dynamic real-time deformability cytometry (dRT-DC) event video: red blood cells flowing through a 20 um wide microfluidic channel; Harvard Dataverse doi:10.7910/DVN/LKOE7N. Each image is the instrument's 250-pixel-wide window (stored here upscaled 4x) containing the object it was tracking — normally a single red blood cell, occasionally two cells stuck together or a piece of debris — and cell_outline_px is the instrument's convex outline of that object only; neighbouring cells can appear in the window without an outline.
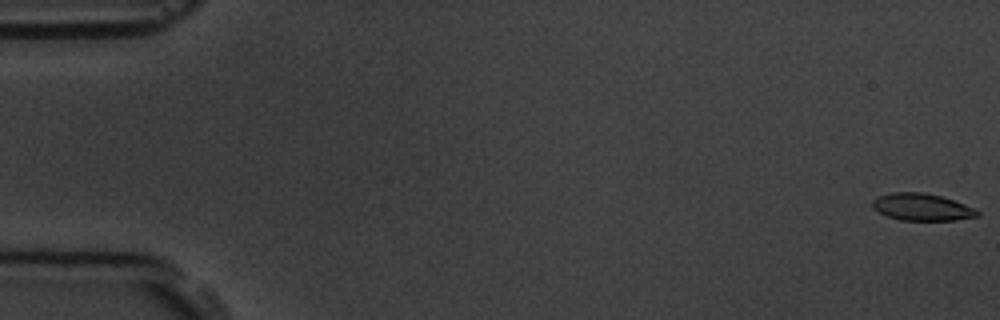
{"species": "common noctule bat (a hibernating species)", "species_latin": "Nyctalus noctula", "temperature_condition": "room temperature", "stored_images_in_passage": 5, "camera_frame_rate_fps": 3000, "um_per_image_px": 0.085, "animal": {"sex": "male", "body_mass_g": 19.5, "forearm_length_mm": 54.6}, "frame": {"image": 1, "passage_image": 1, "time_ms": 0.0, "image_size_px": [1000, 320], "cell_outline_px": [[980, 216], [956, 220], [900, 220], [888, 216], [872, 208], [872, 200], [876, 196], [892, 192], [920, 192], [940, 196], [976, 208], [980, 212]], "centroid_in_image_um": [78.36, 17.6], "position_along_channel_um": 6.6, "area_um2": 16.59}}
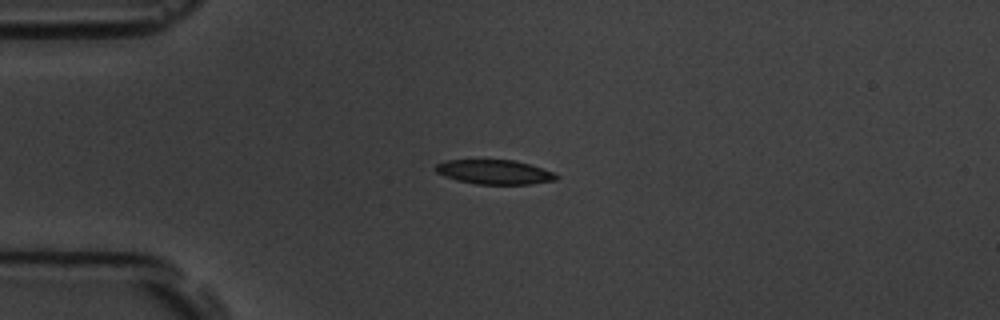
{"frame": {"image": 2, "passage_image": 5, "time_ms": 4.667, "image_size_px": [1000, 320], "cell_outline_px": [[560, 176], [556, 180], [532, 184], [476, 184], [456, 180], [444, 176], [436, 172], [432, 168], [436, 164], [444, 160], [512, 160], [528, 164], [556, 172]], "centroid_in_image_um": [42.02, 14.62], "position_along_channel_um": 43.0, "area_um2": 17.34}}